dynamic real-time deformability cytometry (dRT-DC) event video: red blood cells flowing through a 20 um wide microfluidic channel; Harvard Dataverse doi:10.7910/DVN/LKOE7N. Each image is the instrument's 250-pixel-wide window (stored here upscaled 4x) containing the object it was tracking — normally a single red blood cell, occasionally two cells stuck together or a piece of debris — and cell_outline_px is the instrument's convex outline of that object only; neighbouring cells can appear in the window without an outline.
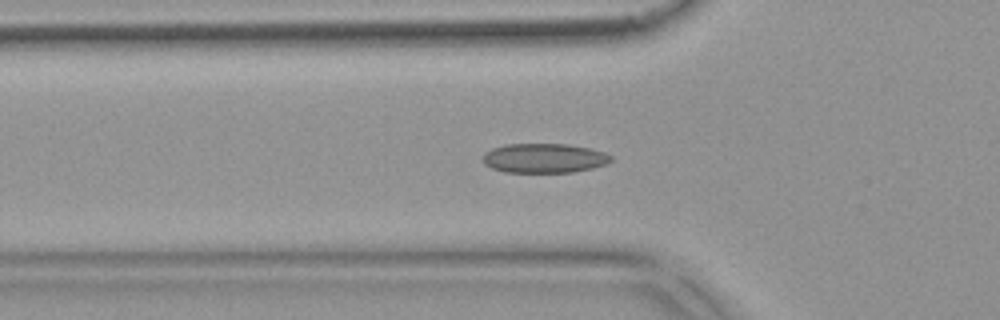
{"species": "common noctule bat (a hibernating species)", "species_latin": "Nyctalus noctula", "temperature_condition": "warm", "stored_images_in_passage": 53, "camera_frame_rate_fps": 3000, "um_per_image_px": 0.085, "animal": {"sex": "female", "body_mass_g": 18.4}, "frame": {"image": 1, "passage_image": 17, "time_ms": 5.333, "image_size_px": [1000, 320], "cell_outline_px": [[612, 160], [604, 164], [592, 168], [572, 172], [504, 172], [492, 168], [484, 164], [484, 152], [492, 148], [504, 144], [568, 144], [592, 148], [604, 152], [612, 156]], "centroid_in_image_um": [46.25, 13.43], "position_along_channel_um": 79.6, "area_um2": 22.02}}
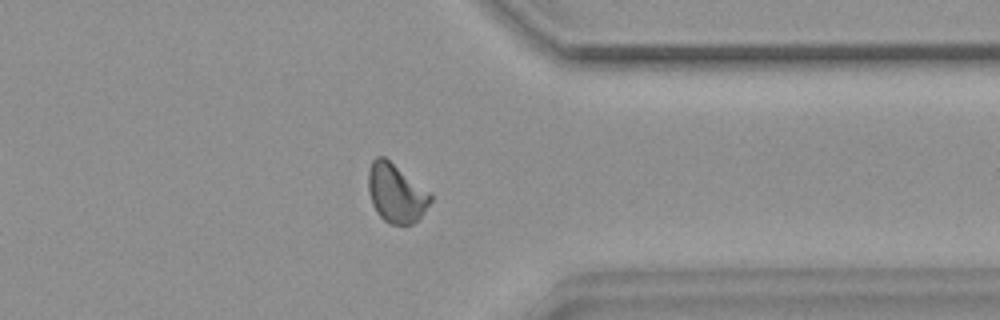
{"frame": {"image": 2, "passage_image": 41, "time_ms": 13.333, "image_size_px": [1000, 320], "cell_outline_px": [[432, 200], [424, 212], [412, 224], [392, 224], [384, 220], [376, 212], [372, 204], [368, 192], [368, 168], [372, 160], [376, 156], [384, 156], [432, 192]], "centroid_in_image_um": [33.66, 16.39], "position_along_channel_um": 377.7, "area_um2": 21.56}}
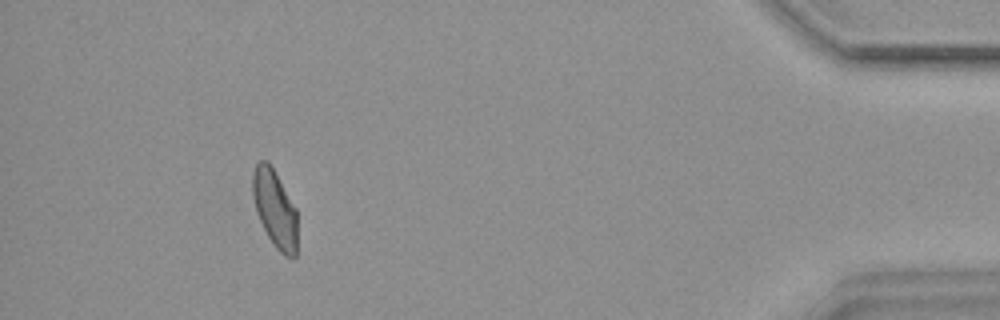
{"frame": {"image": 3, "passage_image": 48, "time_ms": 15.667, "image_size_px": [1000, 320], "cell_outline_px": [[296, 256], [292, 260], [284, 256], [272, 244], [256, 212], [252, 196], [252, 172], [256, 164], [260, 160], [268, 160], [296, 208]], "centroid_in_image_um": [23.35, 17.75], "position_along_channel_um": 411.9, "area_um2": 20.29}, "authors_computed_cell_mechanics": {"area_um2": 21.0392, "velocity_mm_per_s": 3.8036, "shape_relaxation_time_tau1_ms": 5.9995, "shape_relaxation_time_tau2_ms": 1.648, "deformation_change_tau1": 0.129, "deformation_change_tau2": 0.0683}}